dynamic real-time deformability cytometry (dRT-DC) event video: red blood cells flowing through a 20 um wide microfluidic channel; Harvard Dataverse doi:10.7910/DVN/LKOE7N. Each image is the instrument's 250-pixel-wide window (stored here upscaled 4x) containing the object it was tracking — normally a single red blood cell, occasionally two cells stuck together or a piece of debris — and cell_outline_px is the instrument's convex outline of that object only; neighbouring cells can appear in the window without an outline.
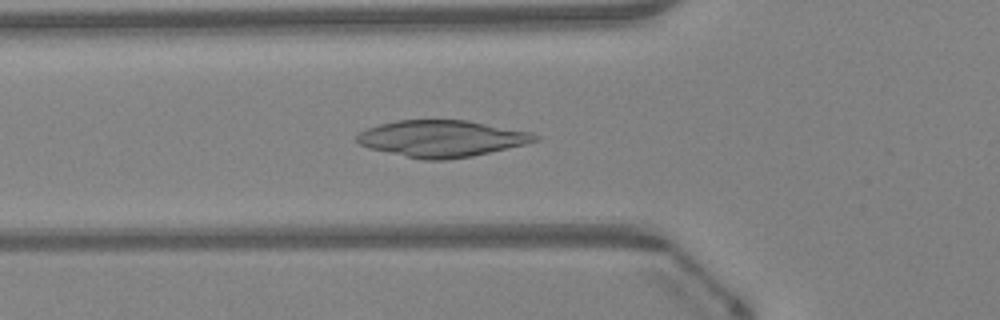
{"species": "Egyptian fruit bat (a non-hibernating species)", "species_latin": "Rousettus aegyptiacus", "temperature_condition": "warm", "stored_images_in_passage": 47, "camera_frame_rate_fps": 3000, "um_per_image_px": 0.085, "animal": {"sex": "female"}, "frame": {"image": 1, "passage_image": 17, "time_ms": 5.333, "image_size_px": [1000, 320], "cell_outline_px": [[540, 140], [524, 144], [472, 156], [444, 160], [424, 160], [368, 148], [360, 144], [356, 140], [356, 136], [360, 132], [368, 128], [380, 124], [400, 120], [468, 120], [532, 132], [540, 136]], "centroid_in_image_um": [37.57, 11.77], "position_along_channel_um": 88.2, "area_um2": 37.8}}
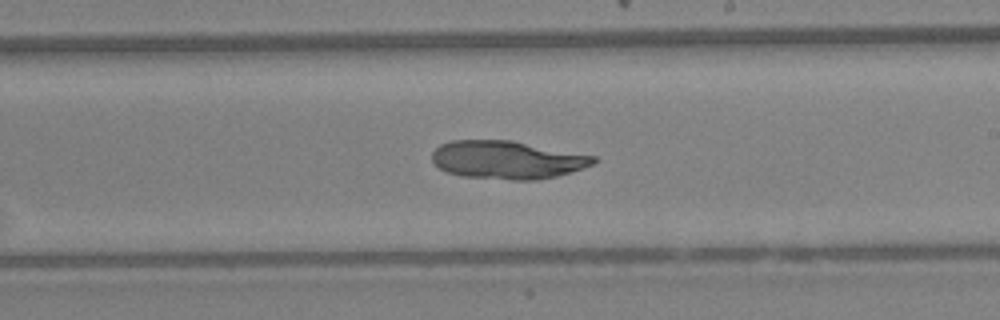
{"frame": {"image": 2, "passage_image": 28, "time_ms": 9.0, "image_size_px": [1000, 320], "cell_outline_px": [[600, 160], [584, 168], [556, 176], [536, 180], [512, 180], [464, 176], [448, 172], [440, 168], [432, 160], [432, 152], [440, 144], [452, 140], [512, 140], [596, 156]], "centroid_in_image_um": [43.14, 13.58], "position_along_channel_um": 245.9, "area_um2": 35.89}}
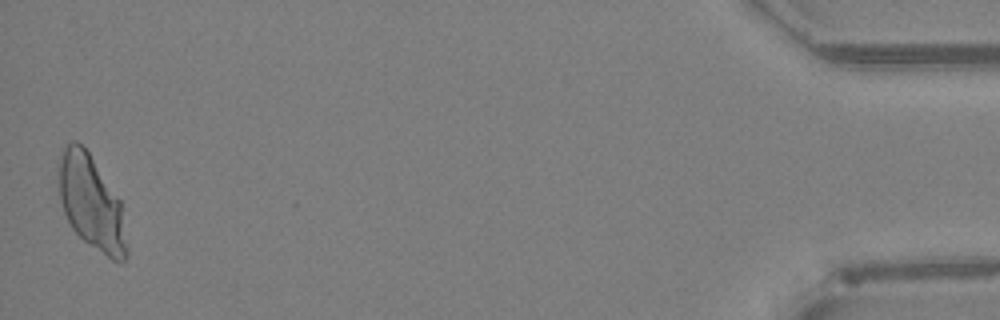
{"frame": {"image": 3, "passage_image": 47, "time_ms": 15.333, "image_size_px": [1000, 320], "cell_outline_px": [[128, 256], [120, 264], [112, 260], [84, 240], [72, 228], [64, 212], [60, 200], [56, 168], [56, 164], [60, 148], [72, 140], [76, 140], [88, 152], [120, 200], [128, 248]], "centroid_in_image_um": [7.72, 17.19], "position_along_channel_um": 427.5, "area_um2": 37.69}}